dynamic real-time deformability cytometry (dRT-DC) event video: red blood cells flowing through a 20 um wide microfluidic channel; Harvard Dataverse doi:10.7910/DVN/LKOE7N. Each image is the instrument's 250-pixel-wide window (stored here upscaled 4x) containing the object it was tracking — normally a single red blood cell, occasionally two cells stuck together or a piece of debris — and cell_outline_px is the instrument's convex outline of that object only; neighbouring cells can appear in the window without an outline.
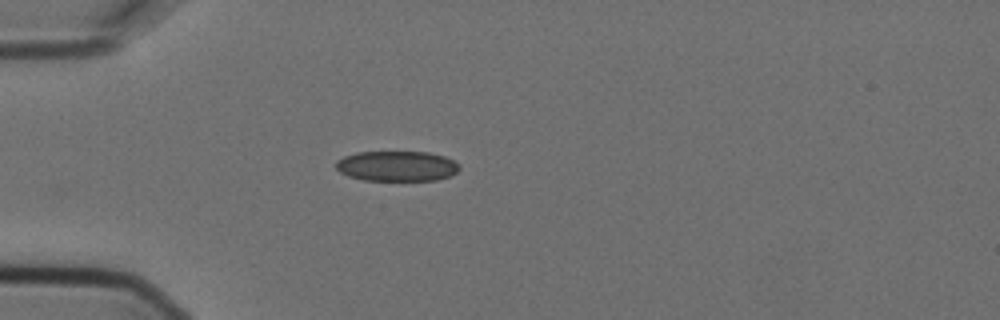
{"species": "Egyptian fruit bat (a non-hibernating species)", "species_latin": "Rousettus aegyptiacus", "temperature_condition": "cold", "stored_images_in_passage": 3, "camera_frame_rate_fps": 3000, "um_per_image_px": 0.085, "animal": {"sex": "female"}, "frame": {"image": 1, "passage_image": 2, "time_ms": 0.333, "image_size_px": [1000, 320], "cell_outline_px": [[460, 168], [456, 172], [448, 176], [436, 180], [364, 180], [348, 176], [340, 172], [336, 168], [336, 160], [344, 156], [356, 152], [428, 152], [444, 156], [460, 164]], "centroid_in_image_um": [33.72, 14.11], "position_along_channel_um": 51.3, "area_um2": 21.73}}